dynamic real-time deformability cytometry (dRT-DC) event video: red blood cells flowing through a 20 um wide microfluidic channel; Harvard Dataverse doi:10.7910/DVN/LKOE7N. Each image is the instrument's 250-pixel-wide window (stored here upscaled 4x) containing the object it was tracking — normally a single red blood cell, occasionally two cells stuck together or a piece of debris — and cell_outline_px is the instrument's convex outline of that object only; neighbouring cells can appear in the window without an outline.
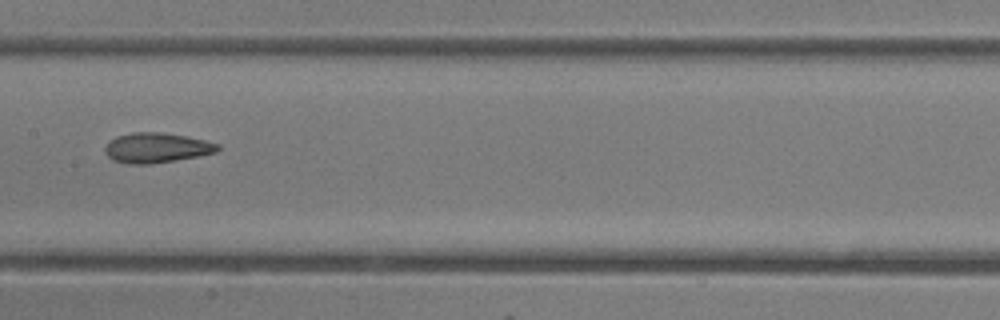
{"species": "common noctule bat (a hibernating species)", "species_latin": "Nyctalus noctula", "temperature_condition": "room temperature", "stored_images_in_passage": 24, "camera_frame_rate_fps": 3000, "um_per_image_px": 0.085, "animal": {"sex": "female"}, "frame": {"image": 1, "passage_image": 8, "time_ms": 2.333, "image_size_px": [1000, 320], "cell_outline_px": [[220, 148], [216, 152], [200, 156], [152, 164], [132, 164], [112, 160], [104, 152], [104, 148], [116, 136], [132, 132], [160, 132], [188, 136], [220, 144]], "centroid_in_image_um": [13.33, 12.56], "position_along_channel_um": 194.1, "area_um2": 19.77}}